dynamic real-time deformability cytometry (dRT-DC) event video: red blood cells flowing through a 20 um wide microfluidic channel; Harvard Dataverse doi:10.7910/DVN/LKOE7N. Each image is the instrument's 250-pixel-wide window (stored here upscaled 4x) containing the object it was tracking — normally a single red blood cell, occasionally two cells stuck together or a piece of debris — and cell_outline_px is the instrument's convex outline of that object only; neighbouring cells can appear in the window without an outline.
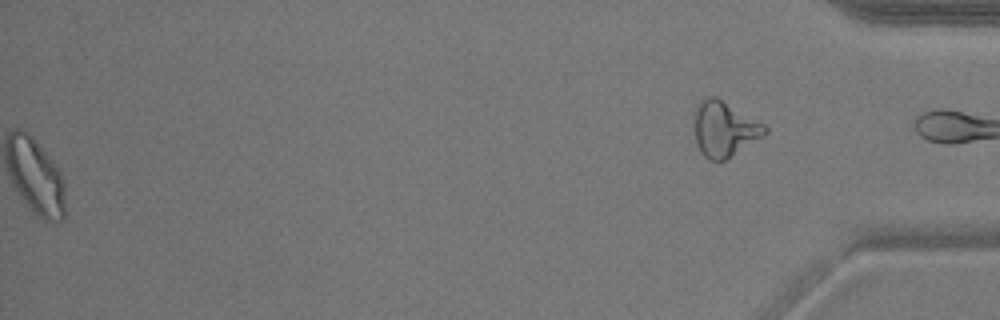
{"species": "common noctule bat (a hibernating species)", "species_latin": "Nyctalus noctula", "temperature_condition": "warm", "stored_images_in_passage": 53, "segment_of_instrument_passage": [2, 2], "camera_frame_rate_fps": 3000, "um_per_image_px": 0.085, "animal": {"sex": "male", "body_mass_g": 17.9}, "frame": {"image": 1, "passage_image": 53, "time_ms": 17.333, "image_size_px": [1000, 320], "cell_outline_px": [[768, 132], [764, 136], [724, 160], [708, 160], [700, 152], [696, 144], [696, 104], [704, 96], [716, 96], [764, 124], [768, 128]], "centroid_in_image_um": [61.57, 10.95], "position_along_channel_um": 373.6, "area_um2": 22.54}}